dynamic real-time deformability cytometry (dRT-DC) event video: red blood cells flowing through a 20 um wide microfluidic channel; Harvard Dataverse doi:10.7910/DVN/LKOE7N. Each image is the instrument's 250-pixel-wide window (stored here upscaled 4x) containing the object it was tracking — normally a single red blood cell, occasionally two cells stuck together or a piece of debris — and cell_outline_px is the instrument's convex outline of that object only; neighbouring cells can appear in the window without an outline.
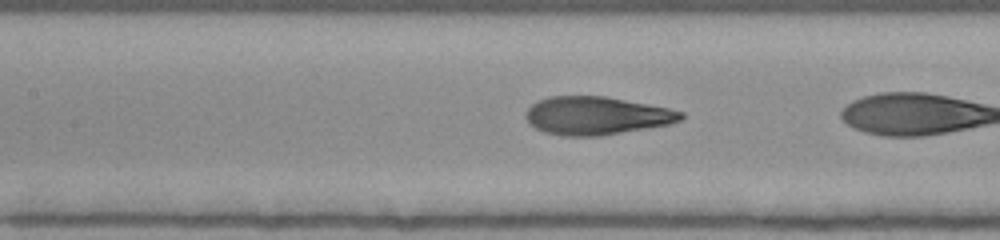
{"species": "human", "species_latin": "Homo sapiens", "temperature_condition": "room temperature", "stored_images_in_passage": 25, "camera_frame_rate_fps": 3000, "um_per_image_px": 0.085, "donor": {"sex": "female"}, "frame": {"image": 1, "passage_image": 23, "time_ms": 7.333, "image_size_px": [1000, 240], "cell_outline_px": [[684, 116], [680, 120], [668, 124], [600, 136], [564, 136], [544, 132], [536, 128], [524, 116], [528, 108], [536, 100], [548, 96], [604, 96], [668, 108], [684, 112]], "centroid_in_image_um": [50.66, 9.83], "position_along_channel_um": 156.7, "area_um2": 34.22}}